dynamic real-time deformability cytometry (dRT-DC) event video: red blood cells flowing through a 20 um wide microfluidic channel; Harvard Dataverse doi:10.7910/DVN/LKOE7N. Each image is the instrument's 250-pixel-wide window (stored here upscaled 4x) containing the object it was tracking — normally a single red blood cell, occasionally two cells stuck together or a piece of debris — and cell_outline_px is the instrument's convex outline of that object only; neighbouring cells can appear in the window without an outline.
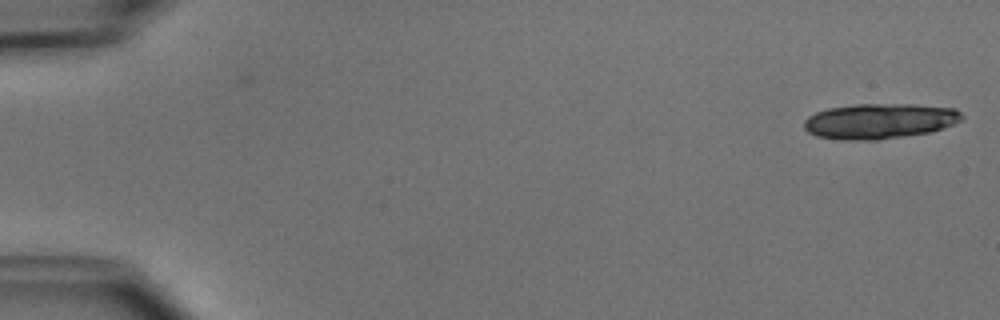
{"species": "common noctule bat (a hibernating species)", "species_latin": "Nyctalus noctula", "temperature_condition": "cold", "stored_images_in_passage": 2, "camera_frame_rate_fps": 3000, "um_per_image_px": 0.085, "animal": {"sex": "male", "body_mass_g": 15.6}, "frame": {"image": 1, "passage_image": 1, "time_ms": 0.0, "image_size_px": [1000, 320], "cell_outline_px": [[964, 116], [960, 120], [952, 124], [928, 132], [904, 136], [876, 140], [840, 140], [816, 136], [808, 132], [804, 128], [804, 120], [808, 116], [816, 112], [828, 108], [856, 104], [916, 104], [956, 108]], "centroid_in_image_um": [74.72, 10.28], "position_along_channel_um": 10.3, "area_um2": 32.48}}